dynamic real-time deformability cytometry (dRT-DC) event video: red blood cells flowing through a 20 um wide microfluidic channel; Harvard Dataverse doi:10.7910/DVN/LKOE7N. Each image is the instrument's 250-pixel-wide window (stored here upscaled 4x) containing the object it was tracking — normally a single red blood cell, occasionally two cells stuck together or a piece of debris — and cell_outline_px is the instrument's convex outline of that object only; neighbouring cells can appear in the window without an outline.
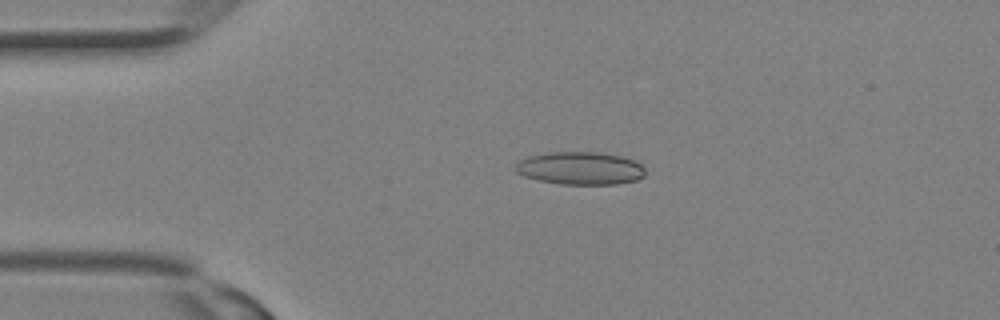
{"species": "Egyptian fruit bat (a non-hibernating species)", "species_latin": "Rousettus aegyptiacus", "temperature_condition": "room temperature", "stored_images_in_passage": 19, "camera_frame_rate_fps": 3000, "um_per_image_px": 0.085, "animal": {"sex": "female"}, "frame": {"image": 1, "passage_image": 7, "time_ms": 2.0, "image_size_px": [1000, 320], "cell_outline_px": [[644, 176], [636, 180], [616, 184], [560, 184], [540, 180], [524, 176], [516, 172], [516, 164], [520, 160], [528, 156], [548, 152], [600, 152], [624, 156], [640, 164], [644, 168]], "centroid_in_image_um": [49.32, 14.29], "position_along_channel_um": 35.7, "area_um2": 24.8}}
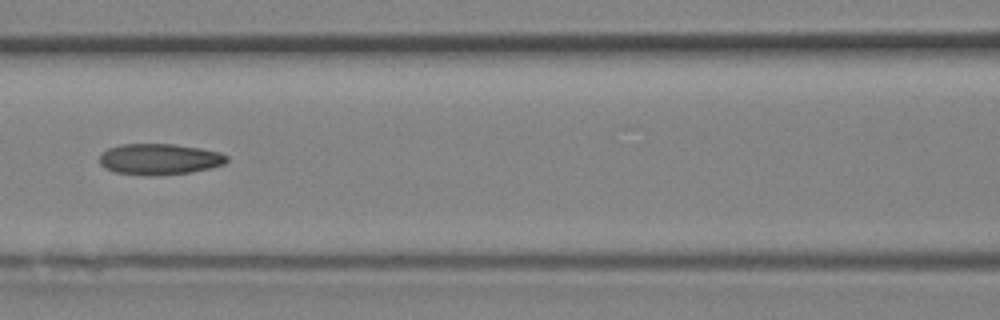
{"frame": {"image": 2, "passage_image": 14, "time_ms": 4.333, "image_size_px": [1000, 320], "cell_outline_px": [[228, 160], [224, 164], [208, 168], [188, 172], [152, 176], [148, 176], [116, 172], [104, 168], [100, 164], [100, 156], [108, 148], [120, 144], [172, 144], [200, 148], [220, 152], [228, 156]], "centroid_in_image_um": [13.54, 13.52], "position_along_channel_um": 153.1, "area_um2": 22.89}}
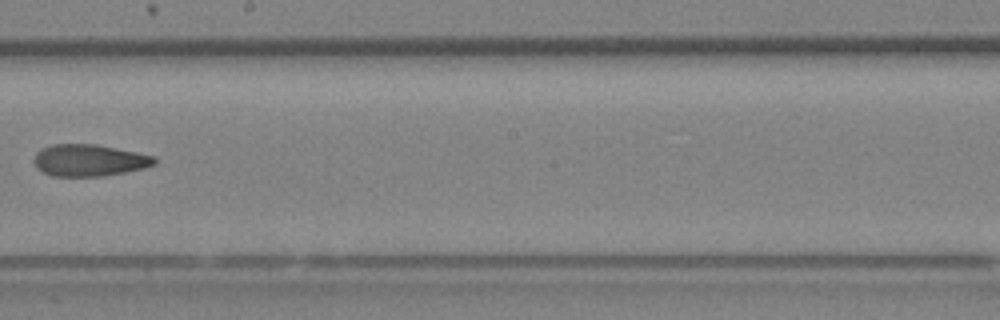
{"frame": {"image": 3, "passage_image": 18, "time_ms": 5.667, "image_size_px": [1000, 320], "cell_outline_px": [[156, 164], [144, 168], [104, 176], [52, 176], [36, 168], [32, 160], [36, 152], [40, 148], [52, 144], [96, 144], [156, 156]], "centroid_in_image_um": [7.55, 13.62], "position_along_channel_um": 240.6, "area_um2": 22.54}}